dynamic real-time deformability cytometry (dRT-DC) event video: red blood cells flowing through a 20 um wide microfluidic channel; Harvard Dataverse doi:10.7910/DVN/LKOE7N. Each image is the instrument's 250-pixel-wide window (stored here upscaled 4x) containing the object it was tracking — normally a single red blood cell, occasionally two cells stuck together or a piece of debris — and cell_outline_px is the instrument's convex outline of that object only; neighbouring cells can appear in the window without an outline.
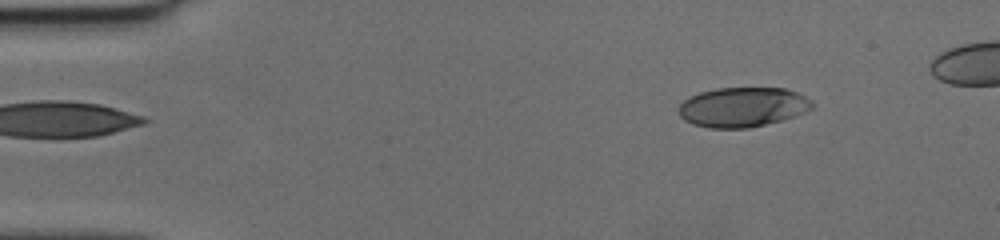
{"species": "human", "species_latin": "Homo sapiens", "temperature_condition": "cold", "stored_images_in_passage": 43, "camera_frame_rate_fps": 3000, "um_per_image_px": 0.085, "donor": {"sex": "female"}, "frame": {"image": 1, "passage_image": 1, "time_ms": 0.0, "image_size_px": [1000, 240], "cell_outline_px": [[816, 104], [812, 108], [796, 116], [748, 128], [708, 128], [692, 124], [684, 120], [676, 112], [680, 104], [684, 100], [700, 92], [716, 88], [784, 88], [796, 92], [812, 100]], "centroid_in_image_um": [63.11, 9.1], "position_along_channel_um": 21.9, "area_um2": 30.98}}
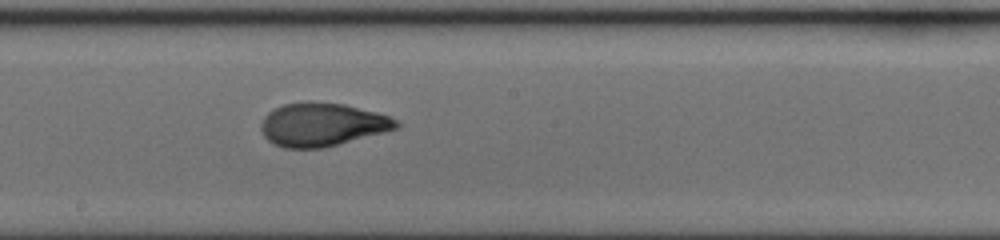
{"frame": {"image": 2, "passage_image": 22, "time_ms": 7.0, "image_size_px": [1000, 240], "cell_outline_px": [[400, 124], [396, 128], [384, 132], [324, 148], [284, 148], [268, 140], [264, 136], [260, 128], [260, 124], [264, 116], [268, 112], [284, 104], [308, 100], [344, 104], [376, 112], [388, 116], [396, 120]], "centroid_in_image_um": [27.35, 10.58], "position_along_channel_um": 220.9, "area_um2": 34.16}}
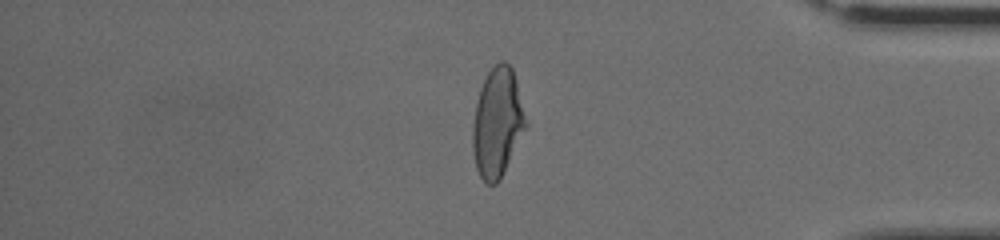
{"frame": {"image": 3, "passage_image": 36, "time_ms": 11.667, "image_size_px": [1000, 240], "cell_outline_px": [[528, 128], [500, 180], [496, 184], [484, 184], [476, 168], [472, 148], [472, 124], [476, 104], [480, 88], [488, 72], [500, 60], [504, 60], [512, 68], [528, 124]], "centroid_in_image_um": [42.28, 10.48], "position_along_channel_um": 392.9, "area_um2": 34.16}}